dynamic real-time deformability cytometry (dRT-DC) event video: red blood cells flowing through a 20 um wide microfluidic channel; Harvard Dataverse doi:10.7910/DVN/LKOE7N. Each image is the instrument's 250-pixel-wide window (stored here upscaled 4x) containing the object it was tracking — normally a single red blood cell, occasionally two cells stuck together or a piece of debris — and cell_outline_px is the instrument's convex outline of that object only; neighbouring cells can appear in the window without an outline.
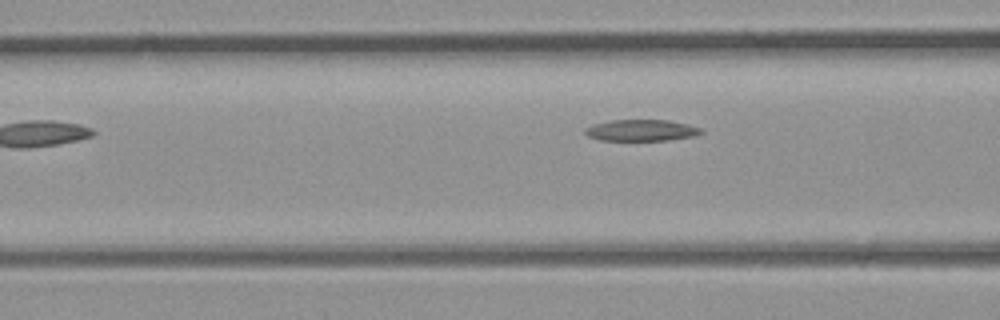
{"species": "common noctule bat (a hibernating species)", "species_latin": "Nyctalus noctula", "temperature_condition": "room temperature", "stored_images_in_passage": 5, "camera_frame_rate_fps": 3000, "um_per_image_px": 0.085, "animal": {"sex": "male", "body_mass_g": 23.1, "forearm_length_mm": 52.7}, "frame": {"image": 1, "passage_image": 5, "time_ms": 1.333, "image_size_px": [1000, 320], "cell_outline_px": [[704, 132], [692, 136], [668, 140], [600, 140], [588, 136], [584, 132], [584, 128], [592, 124], [612, 120], [668, 120], [688, 124], [700, 128]], "centroid_in_image_um": [54.48, 11.07], "position_along_channel_um": 112.1, "area_um2": 14.39}}